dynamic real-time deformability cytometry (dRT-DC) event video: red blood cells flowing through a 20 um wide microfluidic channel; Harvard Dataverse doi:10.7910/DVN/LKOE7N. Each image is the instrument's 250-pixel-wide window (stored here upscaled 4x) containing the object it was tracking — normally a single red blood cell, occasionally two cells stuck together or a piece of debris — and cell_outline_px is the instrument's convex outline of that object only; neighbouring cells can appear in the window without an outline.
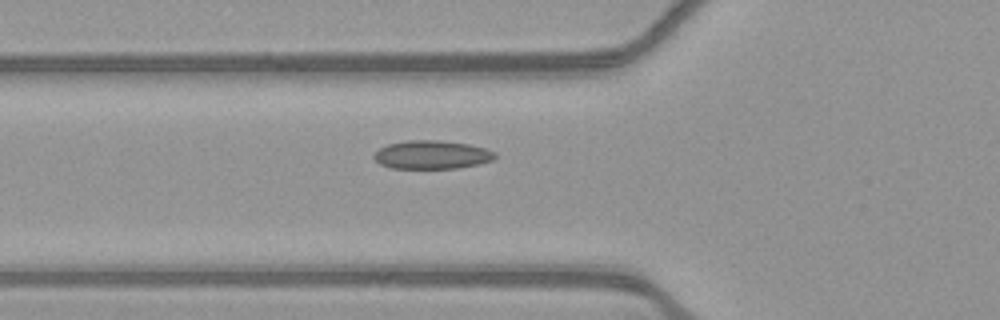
{"species": "common noctule bat (a hibernating species)", "species_latin": "Nyctalus noctula", "temperature_condition": "warm", "stored_images_in_passage": 33, "camera_frame_rate_fps": 3000, "um_per_image_px": 0.085, "animal": {"sex": "female", "body_mass_g": 21.9}, "frame": {"image": 1, "passage_image": 3, "time_ms": 0.667, "image_size_px": [1000, 320], "cell_outline_px": [[496, 156], [492, 160], [476, 164], [456, 168], [392, 168], [380, 164], [372, 156], [380, 148], [388, 144], [408, 140], [436, 140], [468, 144], [484, 148], [496, 152]], "centroid_in_image_um": [36.69, 13.15], "position_along_channel_um": 89.1, "area_um2": 19.83}}
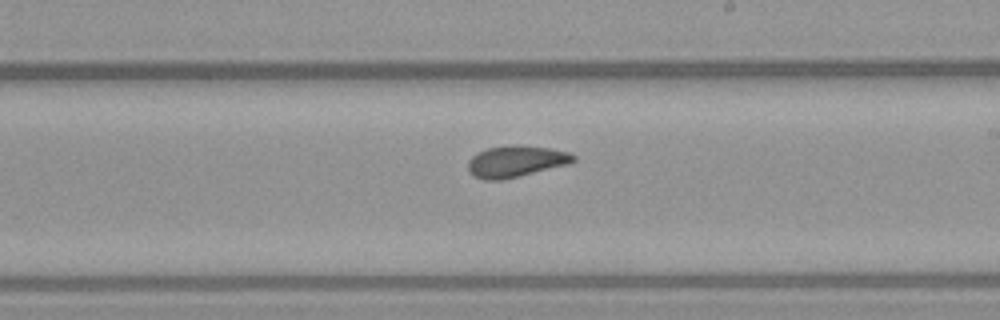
{"frame": {"image": 2, "passage_image": 15, "time_ms": 4.667, "image_size_px": [1000, 320], "cell_outline_px": [[576, 160], [568, 164], [520, 176], [500, 180], [484, 180], [472, 176], [468, 172], [468, 160], [472, 156], [488, 148], [552, 148], [572, 152], [576, 156]], "centroid_in_image_um": [43.86, 13.77], "position_along_channel_um": 245.1, "area_um2": 18.61}}
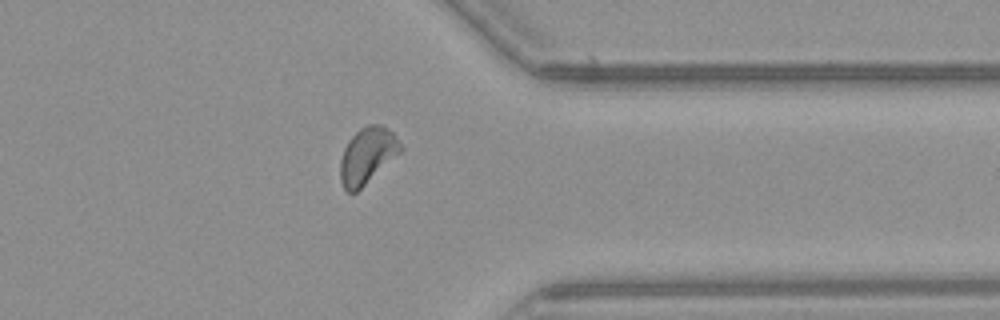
{"frame": {"image": 3, "passage_image": 26, "time_ms": 8.333, "image_size_px": [1000, 320], "cell_outline_px": [[404, 148], [400, 152], [356, 192], [348, 192], [344, 188], [340, 180], [340, 160], [344, 148], [348, 140], [360, 128], [368, 124], [380, 124], [388, 128], [396, 136]], "centroid_in_image_um": [31.21, 13.19], "position_along_channel_um": 380.2, "area_um2": 19.54}, "authors_computed_cell_mechanics": {"area_um2": 18.9006, "velocity_mm_per_s": 3.8754, "shape_relaxation_time_tau1_ms": 11.3654, "shape_relaxation_time_tau2_ms": 2.0387, "deformation_change_tau1": 0.1771, "deformation_change_tau2": 0.0738}}